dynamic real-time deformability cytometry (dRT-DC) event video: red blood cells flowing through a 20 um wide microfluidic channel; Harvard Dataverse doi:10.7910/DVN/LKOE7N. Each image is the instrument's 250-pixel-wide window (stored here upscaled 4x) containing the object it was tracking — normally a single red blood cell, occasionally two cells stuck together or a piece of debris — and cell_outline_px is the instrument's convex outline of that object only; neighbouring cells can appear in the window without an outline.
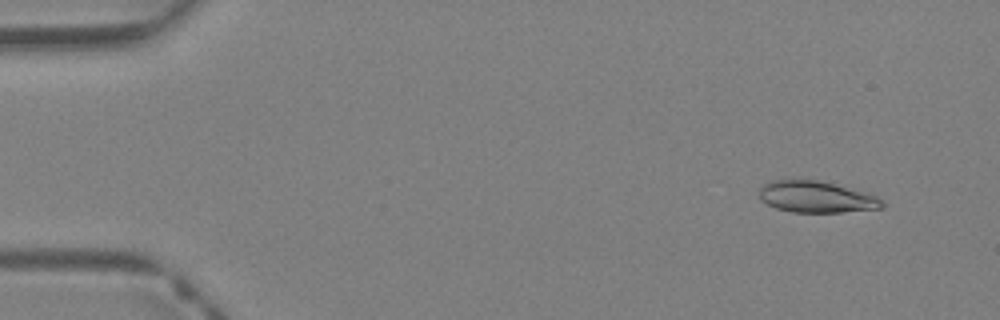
{"species": "Egyptian fruit bat (a non-hibernating species)", "species_latin": "Rousettus aegyptiacus", "temperature_condition": "warm", "stored_images_in_passage": 3, "camera_frame_rate_fps": 3000, "um_per_image_px": 0.085, "animal": {"sex": "female"}, "frame": {"image": 1, "passage_image": 1, "time_ms": 0.0, "image_size_px": [1000, 320], "cell_outline_px": [[884, 208], [840, 212], [792, 212], [776, 208], [760, 200], [760, 188], [768, 180], [792, 176], [820, 180], [868, 192], [884, 200]], "centroid_in_image_um": [69.36, 16.68], "position_along_channel_um": 15.6, "area_um2": 23.47}}